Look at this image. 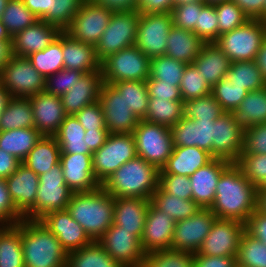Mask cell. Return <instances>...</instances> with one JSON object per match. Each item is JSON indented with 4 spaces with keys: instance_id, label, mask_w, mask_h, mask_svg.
<instances>
[{
    "instance_id": "cell-1",
    "label": "cell",
    "mask_w": 266,
    "mask_h": 267,
    "mask_svg": "<svg viewBox=\"0 0 266 267\" xmlns=\"http://www.w3.org/2000/svg\"><path fill=\"white\" fill-rule=\"evenodd\" d=\"M257 208V187L244 176L236 163H231L217 182L215 200L210 210L217 218L246 224Z\"/></svg>"
},
{
    "instance_id": "cell-2",
    "label": "cell",
    "mask_w": 266,
    "mask_h": 267,
    "mask_svg": "<svg viewBox=\"0 0 266 267\" xmlns=\"http://www.w3.org/2000/svg\"><path fill=\"white\" fill-rule=\"evenodd\" d=\"M67 210L93 241L114 223V197L102 186L89 192L73 193Z\"/></svg>"
},
{
    "instance_id": "cell-3",
    "label": "cell",
    "mask_w": 266,
    "mask_h": 267,
    "mask_svg": "<svg viewBox=\"0 0 266 267\" xmlns=\"http://www.w3.org/2000/svg\"><path fill=\"white\" fill-rule=\"evenodd\" d=\"M159 169L136 156L120 166L101 186L114 198L150 199L158 188Z\"/></svg>"
},
{
    "instance_id": "cell-4",
    "label": "cell",
    "mask_w": 266,
    "mask_h": 267,
    "mask_svg": "<svg viewBox=\"0 0 266 267\" xmlns=\"http://www.w3.org/2000/svg\"><path fill=\"white\" fill-rule=\"evenodd\" d=\"M21 244L25 267H66L67 253L40 220H21Z\"/></svg>"
},
{
    "instance_id": "cell-5",
    "label": "cell",
    "mask_w": 266,
    "mask_h": 267,
    "mask_svg": "<svg viewBox=\"0 0 266 267\" xmlns=\"http://www.w3.org/2000/svg\"><path fill=\"white\" fill-rule=\"evenodd\" d=\"M266 38L265 20H248L244 25L224 33L215 44L231 62L254 61Z\"/></svg>"
},
{
    "instance_id": "cell-6",
    "label": "cell",
    "mask_w": 266,
    "mask_h": 267,
    "mask_svg": "<svg viewBox=\"0 0 266 267\" xmlns=\"http://www.w3.org/2000/svg\"><path fill=\"white\" fill-rule=\"evenodd\" d=\"M132 135L137 156L161 170L174 147L171 128L140 119Z\"/></svg>"
},
{
    "instance_id": "cell-7",
    "label": "cell",
    "mask_w": 266,
    "mask_h": 267,
    "mask_svg": "<svg viewBox=\"0 0 266 267\" xmlns=\"http://www.w3.org/2000/svg\"><path fill=\"white\" fill-rule=\"evenodd\" d=\"M73 193L65 183L61 163L55 165L39 176L35 206L24 218L39 220L51 211L67 209Z\"/></svg>"
},
{
    "instance_id": "cell-8",
    "label": "cell",
    "mask_w": 266,
    "mask_h": 267,
    "mask_svg": "<svg viewBox=\"0 0 266 267\" xmlns=\"http://www.w3.org/2000/svg\"><path fill=\"white\" fill-rule=\"evenodd\" d=\"M104 83L146 81L150 77V59L135 45L110 55L101 62Z\"/></svg>"
},
{
    "instance_id": "cell-9",
    "label": "cell",
    "mask_w": 266,
    "mask_h": 267,
    "mask_svg": "<svg viewBox=\"0 0 266 267\" xmlns=\"http://www.w3.org/2000/svg\"><path fill=\"white\" fill-rule=\"evenodd\" d=\"M139 17L138 11L113 12L108 26L95 45L100 62L124 48L135 45Z\"/></svg>"
},
{
    "instance_id": "cell-10",
    "label": "cell",
    "mask_w": 266,
    "mask_h": 267,
    "mask_svg": "<svg viewBox=\"0 0 266 267\" xmlns=\"http://www.w3.org/2000/svg\"><path fill=\"white\" fill-rule=\"evenodd\" d=\"M136 156L132 133L109 134L105 143L92 154L94 176L102 184L120 166Z\"/></svg>"
},
{
    "instance_id": "cell-11",
    "label": "cell",
    "mask_w": 266,
    "mask_h": 267,
    "mask_svg": "<svg viewBox=\"0 0 266 267\" xmlns=\"http://www.w3.org/2000/svg\"><path fill=\"white\" fill-rule=\"evenodd\" d=\"M45 82L27 57L13 55L0 72V84L11 97H29L43 92Z\"/></svg>"
},
{
    "instance_id": "cell-12",
    "label": "cell",
    "mask_w": 266,
    "mask_h": 267,
    "mask_svg": "<svg viewBox=\"0 0 266 267\" xmlns=\"http://www.w3.org/2000/svg\"><path fill=\"white\" fill-rule=\"evenodd\" d=\"M172 26L170 13L140 14L135 46L149 59L165 55Z\"/></svg>"
},
{
    "instance_id": "cell-13",
    "label": "cell",
    "mask_w": 266,
    "mask_h": 267,
    "mask_svg": "<svg viewBox=\"0 0 266 267\" xmlns=\"http://www.w3.org/2000/svg\"><path fill=\"white\" fill-rule=\"evenodd\" d=\"M97 242L121 266H142L146 254L141 240L132 231L124 230L113 223Z\"/></svg>"
},
{
    "instance_id": "cell-14",
    "label": "cell",
    "mask_w": 266,
    "mask_h": 267,
    "mask_svg": "<svg viewBox=\"0 0 266 267\" xmlns=\"http://www.w3.org/2000/svg\"><path fill=\"white\" fill-rule=\"evenodd\" d=\"M113 11L85 0L65 30L73 39L96 45L108 26Z\"/></svg>"
},
{
    "instance_id": "cell-15",
    "label": "cell",
    "mask_w": 266,
    "mask_h": 267,
    "mask_svg": "<svg viewBox=\"0 0 266 267\" xmlns=\"http://www.w3.org/2000/svg\"><path fill=\"white\" fill-rule=\"evenodd\" d=\"M245 231L246 224L243 222L216 218L199 251L195 254L237 257L241 238Z\"/></svg>"
},
{
    "instance_id": "cell-16",
    "label": "cell",
    "mask_w": 266,
    "mask_h": 267,
    "mask_svg": "<svg viewBox=\"0 0 266 267\" xmlns=\"http://www.w3.org/2000/svg\"><path fill=\"white\" fill-rule=\"evenodd\" d=\"M98 101L110 134L134 131L140 119L128 108L123 96L112 84L103 83Z\"/></svg>"
},
{
    "instance_id": "cell-17",
    "label": "cell",
    "mask_w": 266,
    "mask_h": 267,
    "mask_svg": "<svg viewBox=\"0 0 266 267\" xmlns=\"http://www.w3.org/2000/svg\"><path fill=\"white\" fill-rule=\"evenodd\" d=\"M216 218L210 208H202L193 216L177 221L171 249L197 253Z\"/></svg>"
},
{
    "instance_id": "cell-18",
    "label": "cell",
    "mask_w": 266,
    "mask_h": 267,
    "mask_svg": "<svg viewBox=\"0 0 266 267\" xmlns=\"http://www.w3.org/2000/svg\"><path fill=\"white\" fill-rule=\"evenodd\" d=\"M212 157L236 163L243 151L244 129L235 123L230 112L214 121Z\"/></svg>"
},
{
    "instance_id": "cell-19",
    "label": "cell",
    "mask_w": 266,
    "mask_h": 267,
    "mask_svg": "<svg viewBox=\"0 0 266 267\" xmlns=\"http://www.w3.org/2000/svg\"><path fill=\"white\" fill-rule=\"evenodd\" d=\"M39 220L57 237L67 254L93 242L67 209L51 211Z\"/></svg>"
},
{
    "instance_id": "cell-20",
    "label": "cell",
    "mask_w": 266,
    "mask_h": 267,
    "mask_svg": "<svg viewBox=\"0 0 266 267\" xmlns=\"http://www.w3.org/2000/svg\"><path fill=\"white\" fill-rule=\"evenodd\" d=\"M34 127L42 136L54 137L66 114L60 96L45 91L29 96Z\"/></svg>"
},
{
    "instance_id": "cell-21",
    "label": "cell",
    "mask_w": 266,
    "mask_h": 267,
    "mask_svg": "<svg viewBox=\"0 0 266 267\" xmlns=\"http://www.w3.org/2000/svg\"><path fill=\"white\" fill-rule=\"evenodd\" d=\"M176 221L158 210L151 202L148 206L141 245L145 254L171 249Z\"/></svg>"
},
{
    "instance_id": "cell-22",
    "label": "cell",
    "mask_w": 266,
    "mask_h": 267,
    "mask_svg": "<svg viewBox=\"0 0 266 267\" xmlns=\"http://www.w3.org/2000/svg\"><path fill=\"white\" fill-rule=\"evenodd\" d=\"M92 154H60L65 183L74 193L89 192L101 187L94 176Z\"/></svg>"
},
{
    "instance_id": "cell-23",
    "label": "cell",
    "mask_w": 266,
    "mask_h": 267,
    "mask_svg": "<svg viewBox=\"0 0 266 267\" xmlns=\"http://www.w3.org/2000/svg\"><path fill=\"white\" fill-rule=\"evenodd\" d=\"M231 162L213 158L205 166L197 169L189 176L192 187V199L201 208H210L215 200L217 182L222 172Z\"/></svg>"
},
{
    "instance_id": "cell-24",
    "label": "cell",
    "mask_w": 266,
    "mask_h": 267,
    "mask_svg": "<svg viewBox=\"0 0 266 267\" xmlns=\"http://www.w3.org/2000/svg\"><path fill=\"white\" fill-rule=\"evenodd\" d=\"M61 32L55 25L38 20L12 37L13 55L28 57L32 53L44 50Z\"/></svg>"
},
{
    "instance_id": "cell-25",
    "label": "cell",
    "mask_w": 266,
    "mask_h": 267,
    "mask_svg": "<svg viewBox=\"0 0 266 267\" xmlns=\"http://www.w3.org/2000/svg\"><path fill=\"white\" fill-rule=\"evenodd\" d=\"M171 131L173 146H195L206 150L212 156L213 120H192L183 116Z\"/></svg>"
},
{
    "instance_id": "cell-26",
    "label": "cell",
    "mask_w": 266,
    "mask_h": 267,
    "mask_svg": "<svg viewBox=\"0 0 266 267\" xmlns=\"http://www.w3.org/2000/svg\"><path fill=\"white\" fill-rule=\"evenodd\" d=\"M5 180L16 209L25 216L35 206L39 176L21 163Z\"/></svg>"
},
{
    "instance_id": "cell-27",
    "label": "cell",
    "mask_w": 266,
    "mask_h": 267,
    "mask_svg": "<svg viewBox=\"0 0 266 267\" xmlns=\"http://www.w3.org/2000/svg\"><path fill=\"white\" fill-rule=\"evenodd\" d=\"M102 71L84 74L78 83L60 96L66 115H75L85 106L99 100L103 85Z\"/></svg>"
},
{
    "instance_id": "cell-28",
    "label": "cell",
    "mask_w": 266,
    "mask_h": 267,
    "mask_svg": "<svg viewBox=\"0 0 266 267\" xmlns=\"http://www.w3.org/2000/svg\"><path fill=\"white\" fill-rule=\"evenodd\" d=\"M150 202L144 198H114V224L141 239Z\"/></svg>"
},
{
    "instance_id": "cell-29",
    "label": "cell",
    "mask_w": 266,
    "mask_h": 267,
    "mask_svg": "<svg viewBox=\"0 0 266 267\" xmlns=\"http://www.w3.org/2000/svg\"><path fill=\"white\" fill-rule=\"evenodd\" d=\"M62 51L66 69L79 70L85 74L101 70L95 46L75 40L65 31H62Z\"/></svg>"
},
{
    "instance_id": "cell-30",
    "label": "cell",
    "mask_w": 266,
    "mask_h": 267,
    "mask_svg": "<svg viewBox=\"0 0 266 267\" xmlns=\"http://www.w3.org/2000/svg\"><path fill=\"white\" fill-rule=\"evenodd\" d=\"M212 159L211 154L204 149L195 146H174L171 156L159 171V174H175L189 177Z\"/></svg>"
},
{
    "instance_id": "cell-31",
    "label": "cell",
    "mask_w": 266,
    "mask_h": 267,
    "mask_svg": "<svg viewBox=\"0 0 266 267\" xmlns=\"http://www.w3.org/2000/svg\"><path fill=\"white\" fill-rule=\"evenodd\" d=\"M205 81L213 87L225 78L230 69L231 61L215 42L204 43L199 55L192 63Z\"/></svg>"
},
{
    "instance_id": "cell-32",
    "label": "cell",
    "mask_w": 266,
    "mask_h": 267,
    "mask_svg": "<svg viewBox=\"0 0 266 267\" xmlns=\"http://www.w3.org/2000/svg\"><path fill=\"white\" fill-rule=\"evenodd\" d=\"M203 44L193 31L173 25L169 31L165 55L185 64H192Z\"/></svg>"
},
{
    "instance_id": "cell-33",
    "label": "cell",
    "mask_w": 266,
    "mask_h": 267,
    "mask_svg": "<svg viewBox=\"0 0 266 267\" xmlns=\"http://www.w3.org/2000/svg\"><path fill=\"white\" fill-rule=\"evenodd\" d=\"M230 113L235 123L244 130L266 123V87L248 92L237 109Z\"/></svg>"
},
{
    "instance_id": "cell-34",
    "label": "cell",
    "mask_w": 266,
    "mask_h": 267,
    "mask_svg": "<svg viewBox=\"0 0 266 267\" xmlns=\"http://www.w3.org/2000/svg\"><path fill=\"white\" fill-rule=\"evenodd\" d=\"M60 154L56 138L42 136L22 163L40 176L60 163Z\"/></svg>"
},
{
    "instance_id": "cell-35",
    "label": "cell",
    "mask_w": 266,
    "mask_h": 267,
    "mask_svg": "<svg viewBox=\"0 0 266 267\" xmlns=\"http://www.w3.org/2000/svg\"><path fill=\"white\" fill-rule=\"evenodd\" d=\"M41 137L35 127L0 131V149L22 162Z\"/></svg>"
},
{
    "instance_id": "cell-36",
    "label": "cell",
    "mask_w": 266,
    "mask_h": 267,
    "mask_svg": "<svg viewBox=\"0 0 266 267\" xmlns=\"http://www.w3.org/2000/svg\"><path fill=\"white\" fill-rule=\"evenodd\" d=\"M0 267H25L21 221L15 225H0Z\"/></svg>"
},
{
    "instance_id": "cell-37",
    "label": "cell",
    "mask_w": 266,
    "mask_h": 267,
    "mask_svg": "<svg viewBox=\"0 0 266 267\" xmlns=\"http://www.w3.org/2000/svg\"><path fill=\"white\" fill-rule=\"evenodd\" d=\"M84 136L85 129L75 115H66L54 137L60 146L61 154L93 153L83 140Z\"/></svg>"
},
{
    "instance_id": "cell-38",
    "label": "cell",
    "mask_w": 266,
    "mask_h": 267,
    "mask_svg": "<svg viewBox=\"0 0 266 267\" xmlns=\"http://www.w3.org/2000/svg\"><path fill=\"white\" fill-rule=\"evenodd\" d=\"M151 203L176 222L187 219L202 208L193 199H182L163 192L159 187L152 194Z\"/></svg>"
},
{
    "instance_id": "cell-39",
    "label": "cell",
    "mask_w": 266,
    "mask_h": 267,
    "mask_svg": "<svg viewBox=\"0 0 266 267\" xmlns=\"http://www.w3.org/2000/svg\"><path fill=\"white\" fill-rule=\"evenodd\" d=\"M34 127L29 97H11L0 117V131Z\"/></svg>"
},
{
    "instance_id": "cell-40",
    "label": "cell",
    "mask_w": 266,
    "mask_h": 267,
    "mask_svg": "<svg viewBox=\"0 0 266 267\" xmlns=\"http://www.w3.org/2000/svg\"><path fill=\"white\" fill-rule=\"evenodd\" d=\"M66 267H123L97 242L67 254Z\"/></svg>"
},
{
    "instance_id": "cell-41",
    "label": "cell",
    "mask_w": 266,
    "mask_h": 267,
    "mask_svg": "<svg viewBox=\"0 0 266 267\" xmlns=\"http://www.w3.org/2000/svg\"><path fill=\"white\" fill-rule=\"evenodd\" d=\"M183 101L149 98V104L144 120L172 128L184 116Z\"/></svg>"
},
{
    "instance_id": "cell-42",
    "label": "cell",
    "mask_w": 266,
    "mask_h": 267,
    "mask_svg": "<svg viewBox=\"0 0 266 267\" xmlns=\"http://www.w3.org/2000/svg\"><path fill=\"white\" fill-rule=\"evenodd\" d=\"M27 58L45 79L63 69L62 32L44 50L32 53Z\"/></svg>"
},
{
    "instance_id": "cell-43",
    "label": "cell",
    "mask_w": 266,
    "mask_h": 267,
    "mask_svg": "<svg viewBox=\"0 0 266 267\" xmlns=\"http://www.w3.org/2000/svg\"><path fill=\"white\" fill-rule=\"evenodd\" d=\"M225 78L248 92L266 87V80L255 61L231 62Z\"/></svg>"
},
{
    "instance_id": "cell-44",
    "label": "cell",
    "mask_w": 266,
    "mask_h": 267,
    "mask_svg": "<svg viewBox=\"0 0 266 267\" xmlns=\"http://www.w3.org/2000/svg\"><path fill=\"white\" fill-rule=\"evenodd\" d=\"M112 85L123 96L127 106L139 118L146 116L149 94L146 81H120Z\"/></svg>"
},
{
    "instance_id": "cell-45",
    "label": "cell",
    "mask_w": 266,
    "mask_h": 267,
    "mask_svg": "<svg viewBox=\"0 0 266 267\" xmlns=\"http://www.w3.org/2000/svg\"><path fill=\"white\" fill-rule=\"evenodd\" d=\"M1 20L11 37L38 21L22 0H8Z\"/></svg>"
},
{
    "instance_id": "cell-46",
    "label": "cell",
    "mask_w": 266,
    "mask_h": 267,
    "mask_svg": "<svg viewBox=\"0 0 266 267\" xmlns=\"http://www.w3.org/2000/svg\"><path fill=\"white\" fill-rule=\"evenodd\" d=\"M187 64L166 55L150 59V77L161 83L180 86L182 75Z\"/></svg>"
},
{
    "instance_id": "cell-47",
    "label": "cell",
    "mask_w": 266,
    "mask_h": 267,
    "mask_svg": "<svg viewBox=\"0 0 266 267\" xmlns=\"http://www.w3.org/2000/svg\"><path fill=\"white\" fill-rule=\"evenodd\" d=\"M237 265L266 267V244L245 231L238 248Z\"/></svg>"
},
{
    "instance_id": "cell-48",
    "label": "cell",
    "mask_w": 266,
    "mask_h": 267,
    "mask_svg": "<svg viewBox=\"0 0 266 267\" xmlns=\"http://www.w3.org/2000/svg\"><path fill=\"white\" fill-rule=\"evenodd\" d=\"M85 0H50V10L41 19L65 31Z\"/></svg>"
},
{
    "instance_id": "cell-49",
    "label": "cell",
    "mask_w": 266,
    "mask_h": 267,
    "mask_svg": "<svg viewBox=\"0 0 266 267\" xmlns=\"http://www.w3.org/2000/svg\"><path fill=\"white\" fill-rule=\"evenodd\" d=\"M141 267H194V254L174 249L152 251Z\"/></svg>"
},
{
    "instance_id": "cell-50",
    "label": "cell",
    "mask_w": 266,
    "mask_h": 267,
    "mask_svg": "<svg viewBox=\"0 0 266 267\" xmlns=\"http://www.w3.org/2000/svg\"><path fill=\"white\" fill-rule=\"evenodd\" d=\"M180 93L183 102L209 95L211 86L205 81L193 64H187L180 83Z\"/></svg>"
},
{
    "instance_id": "cell-51",
    "label": "cell",
    "mask_w": 266,
    "mask_h": 267,
    "mask_svg": "<svg viewBox=\"0 0 266 267\" xmlns=\"http://www.w3.org/2000/svg\"><path fill=\"white\" fill-rule=\"evenodd\" d=\"M211 94L224 112L237 109L245 99L248 91L238 85L230 83L227 78H222L211 88Z\"/></svg>"
},
{
    "instance_id": "cell-52",
    "label": "cell",
    "mask_w": 266,
    "mask_h": 267,
    "mask_svg": "<svg viewBox=\"0 0 266 267\" xmlns=\"http://www.w3.org/2000/svg\"><path fill=\"white\" fill-rule=\"evenodd\" d=\"M183 110L184 116L192 120L215 121L224 112L211 93L197 99L185 101Z\"/></svg>"
},
{
    "instance_id": "cell-53",
    "label": "cell",
    "mask_w": 266,
    "mask_h": 267,
    "mask_svg": "<svg viewBox=\"0 0 266 267\" xmlns=\"http://www.w3.org/2000/svg\"><path fill=\"white\" fill-rule=\"evenodd\" d=\"M214 5L218 19V37L244 25L250 20L232 0Z\"/></svg>"
},
{
    "instance_id": "cell-54",
    "label": "cell",
    "mask_w": 266,
    "mask_h": 267,
    "mask_svg": "<svg viewBox=\"0 0 266 267\" xmlns=\"http://www.w3.org/2000/svg\"><path fill=\"white\" fill-rule=\"evenodd\" d=\"M236 164L256 187L266 178V154H241Z\"/></svg>"
},
{
    "instance_id": "cell-55",
    "label": "cell",
    "mask_w": 266,
    "mask_h": 267,
    "mask_svg": "<svg viewBox=\"0 0 266 267\" xmlns=\"http://www.w3.org/2000/svg\"><path fill=\"white\" fill-rule=\"evenodd\" d=\"M85 73L79 70L63 68L46 78L45 92L61 96L69 91Z\"/></svg>"
},
{
    "instance_id": "cell-56",
    "label": "cell",
    "mask_w": 266,
    "mask_h": 267,
    "mask_svg": "<svg viewBox=\"0 0 266 267\" xmlns=\"http://www.w3.org/2000/svg\"><path fill=\"white\" fill-rule=\"evenodd\" d=\"M193 32L204 42L211 43L218 39V19L215 5L206 4L199 14Z\"/></svg>"
},
{
    "instance_id": "cell-57",
    "label": "cell",
    "mask_w": 266,
    "mask_h": 267,
    "mask_svg": "<svg viewBox=\"0 0 266 267\" xmlns=\"http://www.w3.org/2000/svg\"><path fill=\"white\" fill-rule=\"evenodd\" d=\"M205 5L204 2H198L173 6L170 12L173 25L178 28L193 31L196 23H198L201 9Z\"/></svg>"
},
{
    "instance_id": "cell-58",
    "label": "cell",
    "mask_w": 266,
    "mask_h": 267,
    "mask_svg": "<svg viewBox=\"0 0 266 267\" xmlns=\"http://www.w3.org/2000/svg\"><path fill=\"white\" fill-rule=\"evenodd\" d=\"M158 187L166 193L182 199H192L190 178L184 175L159 174Z\"/></svg>"
},
{
    "instance_id": "cell-59",
    "label": "cell",
    "mask_w": 266,
    "mask_h": 267,
    "mask_svg": "<svg viewBox=\"0 0 266 267\" xmlns=\"http://www.w3.org/2000/svg\"><path fill=\"white\" fill-rule=\"evenodd\" d=\"M242 154H266V123L244 130Z\"/></svg>"
},
{
    "instance_id": "cell-60",
    "label": "cell",
    "mask_w": 266,
    "mask_h": 267,
    "mask_svg": "<svg viewBox=\"0 0 266 267\" xmlns=\"http://www.w3.org/2000/svg\"><path fill=\"white\" fill-rule=\"evenodd\" d=\"M23 219L11 199L6 180L0 178V225H15Z\"/></svg>"
},
{
    "instance_id": "cell-61",
    "label": "cell",
    "mask_w": 266,
    "mask_h": 267,
    "mask_svg": "<svg viewBox=\"0 0 266 267\" xmlns=\"http://www.w3.org/2000/svg\"><path fill=\"white\" fill-rule=\"evenodd\" d=\"M75 117L83 126L85 131L107 129L99 101L85 106L82 110L75 114Z\"/></svg>"
},
{
    "instance_id": "cell-62",
    "label": "cell",
    "mask_w": 266,
    "mask_h": 267,
    "mask_svg": "<svg viewBox=\"0 0 266 267\" xmlns=\"http://www.w3.org/2000/svg\"><path fill=\"white\" fill-rule=\"evenodd\" d=\"M149 98L167 99L169 101H183L179 86L161 83L160 80L148 78L146 80Z\"/></svg>"
},
{
    "instance_id": "cell-63",
    "label": "cell",
    "mask_w": 266,
    "mask_h": 267,
    "mask_svg": "<svg viewBox=\"0 0 266 267\" xmlns=\"http://www.w3.org/2000/svg\"><path fill=\"white\" fill-rule=\"evenodd\" d=\"M246 231L266 244V213L257 208L246 223Z\"/></svg>"
},
{
    "instance_id": "cell-64",
    "label": "cell",
    "mask_w": 266,
    "mask_h": 267,
    "mask_svg": "<svg viewBox=\"0 0 266 267\" xmlns=\"http://www.w3.org/2000/svg\"><path fill=\"white\" fill-rule=\"evenodd\" d=\"M250 20L266 21V0H232Z\"/></svg>"
},
{
    "instance_id": "cell-65",
    "label": "cell",
    "mask_w": 266,
    "mask_h": 267,
    "mask_svg": "<svg viewBox=\"0 0 266 267\" xmlns=\"http://www.w3.org/2000/svg\"><path fill=\"white\" fill-rule=\"evenodd\" d=\"M235 256H204L194 254V267H236Z\"/></svg>"
},
{
    "instance_id": "cell-66",
    "label": "cell",
    "mask_w": 266,
    "mask_h": 267,
    "mask_svg": "<svg viewBox=\"0 0 266 267\" xmlns=\"http://www.w3.org/2000/svg\"><path fill=\"white\" fill-rule=\"evenodd\" d=\"M174 6V0H138L137 11L140 14L170 13Z\"/></svg>"
},
{
    "instance_id": "cell-67",
    "label": "cell",
    "mask_w": 266,
    "mask_h": 267,
    "mask_svg": "<svg viewBox=\"0 0 266 267\" xmlns=\"http://www.w3.org/2000/svg\"><path fill=\"white\" fill-rule=\"evenodd\" d=\"M97 5L103 6L113 12L137 11L138 0H93Z\"/></svg>"
},
{
    "instance_id": "cell-68",
    "label": "cell",
    "mask_w": 266,
    "mask_h": 267,
    "mask_svg": "<svg viewBox=\"0 0 266 267\" xmlns=\"http://www.w3.org/2000/svg\"><path fill=\"white\" fill-rule=\"evenodd\" d=\"M109 134L107 129L87 130L83 140L86 141L89 149L95 152L105 143Z\"/></svg>"
},
{
    "instance_id": "cell-69",
    "label": "cell",
    "mask_w": 266,
    "mask_h": 267,
    "mask_svg": "<svg viewBox=\"0 0 266 267\" xmlns=\"http://www.w3.org/2000/svg\"><path fill=\"white\" fill-rule=\"evenodd\" d=\"M21 163L16 157L0 149V178H8Z\"/></svg>"
},
{
    "instance_id": "cell-70",
    "label": "cell",
    "mask_w": 266,
    "mask_h": 267,
    "mask_svg": "<svg viewBox=\"0 0 266 267\" xmlns=\"http://www.w3.org/2000/svg\"><path fill=\"white\" fill-rule=\"evenodd\" d=\"M25 7L41 20L50 10V0H22Z\"/></svg>"
},
{
    "instance_id": "cell-71",
    "label": "cell",
    "mask_w": 266,
    "mask_h": 267,
    "mask_svg": "<svg viewBox=\"0 0 266 267\" xmlns=\"http://www.w3.org/2000/svg\"><path fill=\"white\" fill-rule=\"evenodd\" d=\"M12 56V41H0V72Z\"/></svg>"
},
{
    "instance_id": "cell-72",
    "label": "cell",
    "mask_w": 266,
    "mask_h": 267,
    "mask_svg": "<svg viewBox=\"0 0 266 267\" xmlns=\"http://www.w3.org/2000/svg\"><path fill=\"white\" fill-rule=\"evenodd\" d=\"M254 61L256 62L263 78L266 80V38L262 42Z\"/></svg>"
},
{
    "instance_id": "cell-73",
    "label": "cell",
    "mask_w": 266,
    "mask_h": 267,
    "mask_svg": "<svg viewBox=\"0 0 266 267\" xmlns=\"http://www.w3.org/2000/svg\"><path fill=\"white\" fill-rule=\"evenodd\" d=\"M10 98L11 96L8 91L0 84V117L4 112Z\"/></svg>"
},
{
    "instance_id": "cell-74",
    "label": "cell",
    "mask_w": 266,
    "mask_h": 267,
    "mask_svg": "<svg viewBox=\"0 0 266 267\" xmlns=\"http://www.w3.org/2000/svg\"><path fill=\"white\" fill-rule=\"evenodd\" d=\"M258 208L266 213V190H258Z\"/></svg>"
},
{
    "instance_id": "cell-75",
    "label": "cell",
    "mask_w": 266,
    "mask_h": 267,
    "mask_svg": "<svg viewBox=\"0 0 266 267\" xmlns=\"http://www.w3.org/2000/svg\"><path fill=\"white\" fill-rule=\"evenodd\" d=\"M0 41H12V37L9 35L1 19H0Z\"/></svg>"
},
{
    "instance_id": "cell-76",
    "label": "cell",
    "mask_w": 266,
    "mask_h": 267,
    "mask_svg": "<svg viewBox=\"0 0 266 267\" xmlns=\"http://www.w3.org/2000/svg\"><path fill=\"white\" fill-rule=\"evenodd\" d=\"M198 2H204V0H174V6Z\"/></svg>"
},
{
    "instance_id": "cell-77",
    "label": "cell",
    "mask_w": 266,
    "mask_h": 267,
    "mask_svg": "<svg viewBox=\"0 0 266 267\" xmlns=\"http://www.w3.org/2000/svg\"><path fill=\"white\" fill-rule=\"evenodd\" d=\"M8 0H0V19L2 18L3 11L7 5Z\"/></svg>"
},
{
    "instance_id": "cell-78",
    "label": "cell",
    "mask_w": 266,
    "mask_h": 267,
    "mask_svg": "<svg viewBox=\"0 0 266 267\" xmlns=\"http://www.w3.org/2000/svg\"><path fill=\"white\" fill-rule=\"evenodd\" d=\"M226 1H231V0H204V3L214 5V4L222 3Z\"/></svg>"
},
{
    "instance_id": "cell-79",
    "label": "cell",
    "mask_w": 266,
    "mask_h": 267,
    "mask_svg": "<svg viewBox=\"0 0 266 267\" xmlns=\"http://www.w3.org/2000/svg\"><path fill=\"white\" fill-rule=\"evenodd\" d=\"M257 190H266V178L265 180L257 187Z\"/></svg>"
}]
</instances>
